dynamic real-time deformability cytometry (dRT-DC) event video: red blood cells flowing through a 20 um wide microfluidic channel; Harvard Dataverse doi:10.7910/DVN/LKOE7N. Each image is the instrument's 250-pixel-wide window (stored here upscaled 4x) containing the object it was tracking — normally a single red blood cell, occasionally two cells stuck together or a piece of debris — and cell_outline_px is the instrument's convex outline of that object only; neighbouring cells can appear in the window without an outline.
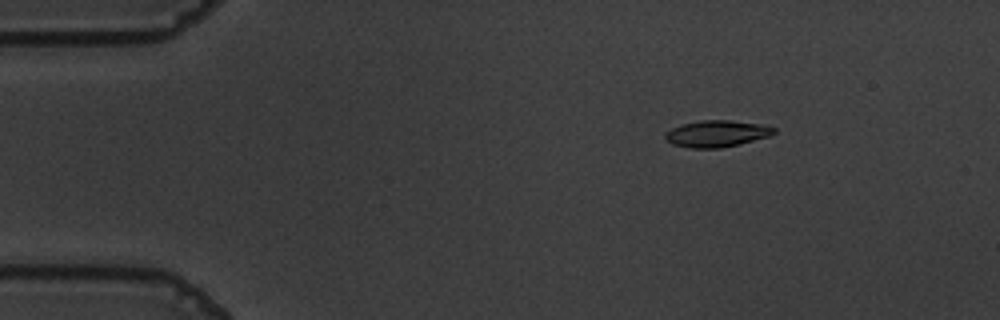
{"species": "common noctule bat (a hibernating species)", "species_latin": "Nyctalus noctula", "temperature_condition": "warm", "stored_images_in_passage": 49, "camera_frame_rate_fps": 3000, "um_per_image_px": 0.085, "animal": {"sex": "male", "body_mass_g": 19.5, "forearm_length_mm": 54.6}, "frame": {"image": 1, "passage_image": 2, "time_ms": 0.333, "image_size_px": [1000, 320], "cell_outline_px": [[776, 132], [772, 136], [720, 148], [688, 148], [672, 144], [664, 136], [664, 132], [680, 124], [700, 120], [728, 120], [760, 124], [776, 128]], "centroid_in_image_um": [60.91, 11.36], "position_along_channel_um": 24.1, "area_um2": 16.94}}
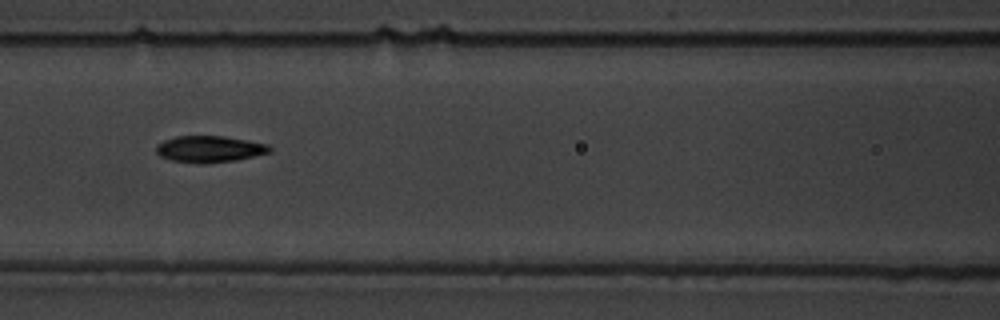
{"frame": {"image": 2, "passage_image": 18, "time_ms": 5.667, "image_size_px": [1000, 320], "cell_outline_px": [[272, 148], [268, 152], [236, 160], [208, 164], [200, 164], [172, 160], [160, 156], [156, 152], [156, 144], [164, 140], [176, 136], [224, 136], [268, 144]], "centroid_in_image_um": [17.76, 12.67], "position_along_channel_um": 148.8, "area_um2": 17.51}}
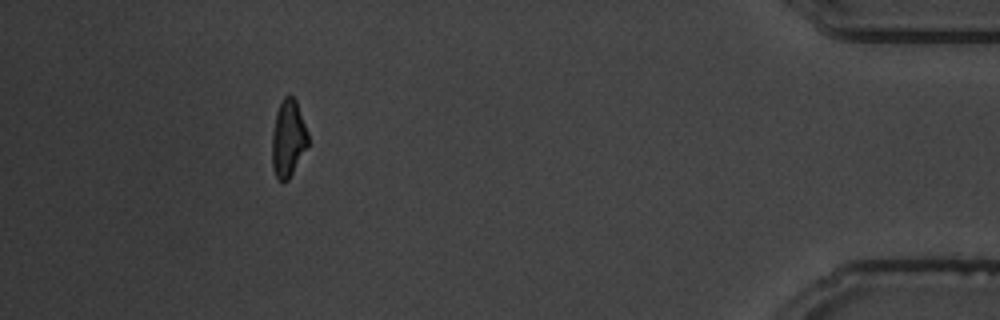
{"frame": {"image": 3, "passage_image": 44, "time_ms": 14.333, "image_size_px": [1000, 320], "cell_outline_px": [[308, 144], [288, 180], [280, 180], [276, 176], [272, 168], [272, 132], [276, 112], [284, 96], [292, 96], [296, 100], [308, 132]], "centroid_in_image_um": [24.48, 11.75], "position_along_channel_um": 410.7, "area_um2": 15.95}, "authors_computed_cell_mechanics": {"area_um2": 16.8776, "velocity_mm_per_s": 3.6847, "shape_relaxation_time_tau1_ms": 2.4407, "shape_relaxation_time_tau2_ms": 3.3811, "deformation_change_tau1": 0.1749, "deformation_change_tau2": 0.1161}}